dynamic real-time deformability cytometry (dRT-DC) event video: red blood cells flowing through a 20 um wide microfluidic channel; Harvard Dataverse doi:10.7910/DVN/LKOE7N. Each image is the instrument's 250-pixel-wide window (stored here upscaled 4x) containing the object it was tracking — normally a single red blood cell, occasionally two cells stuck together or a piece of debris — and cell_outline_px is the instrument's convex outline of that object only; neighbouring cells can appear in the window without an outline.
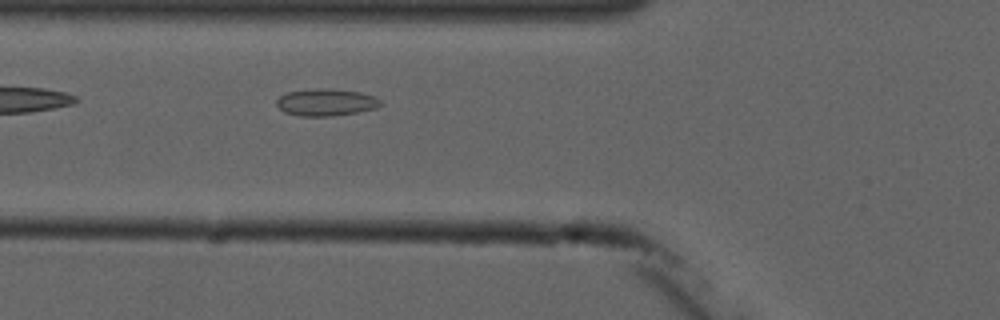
{"species": "common noctule bat (a hibernating species)", "species_latin": "Nyctalus noctula", "temperature_condition": "cold", "stored_images_in_passage": 5, "camera_frame_rate_fps": 3000, "um_per_image_px": 0.085, "animal": {"sex": "male", "forearm_length_mm": 52.5}, "frame": {"image": 1, "passage_image": 5, "time_ms": 5.0, "image_size_px": [1000, 320], "cell_outline_px": [[380, 104], [376, 108], [356, 112], [332, 116], [300, 116], [284, 112], [276, 104], [276, 100], [280, 96], [288, 92], [312, 88], [328, 88], [360, 92], [376, 96], [380, 100]], "centroid_in_image_um": [27.7, 8.69], "position_along_channel_um": 98.1, "area_um2": 16.42}}